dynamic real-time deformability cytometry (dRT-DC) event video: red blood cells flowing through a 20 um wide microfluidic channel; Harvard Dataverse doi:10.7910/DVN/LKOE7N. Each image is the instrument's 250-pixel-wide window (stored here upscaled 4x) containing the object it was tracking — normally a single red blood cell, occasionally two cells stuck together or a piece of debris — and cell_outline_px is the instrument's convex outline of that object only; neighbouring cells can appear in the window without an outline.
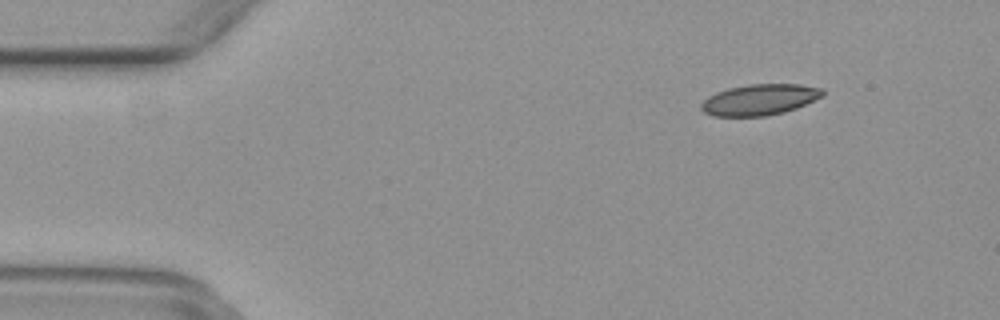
{"species": "common noctule bat (a hibernating species)", "species_latin": "Nyctalus noctula", "temperature_condition": "warm", "stored_images_in_passage": 50, "camera_frame_rate_fps": 3000, "um_per_image_px": 0.085, "animal": {"sex": "female", "body_mass_g": 29.2, "forearm_length_mm": 56.3}, "frame": {"image": 1, "passage_image": 6, "time_ms": 1.667, "image_size_px": [1000, 320], "cell_outline_px": [[824, 96], [796, 108], [784, 112], [768, 116], [712, 116], [704, 112], [700, 108], [700, 104], [708, 96], [716, 92], [728, 88], [748, 84], [800, 84], [824, 88]], "centroid_in_image_um": [64.58, 8.47], "position_along_channel_um": 20.4, "area_um2": 22.14}}
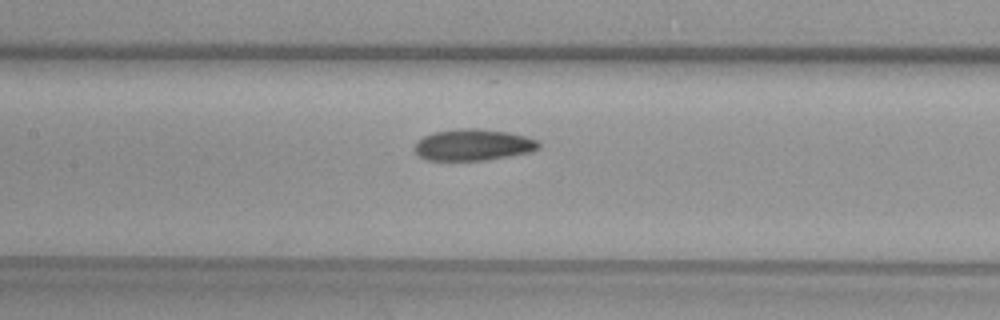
{"frame": {"image": 2, "passage_image": 23, "time_ms": 7.333, "image_size_px": [1000, 320], "cell_outline_px": [[540, 148], [532, 152], [484, 160], [428, 160], [420, 156], [416, 152], [416, 144], [424, 136], [432, 132], [460, 128], [476, 128], [508, 132], [540, 140]], "centroid_in_image_um": [40.27, 12.3], "position_along_channel_um": 167.1, "area_um2": 22.66}}
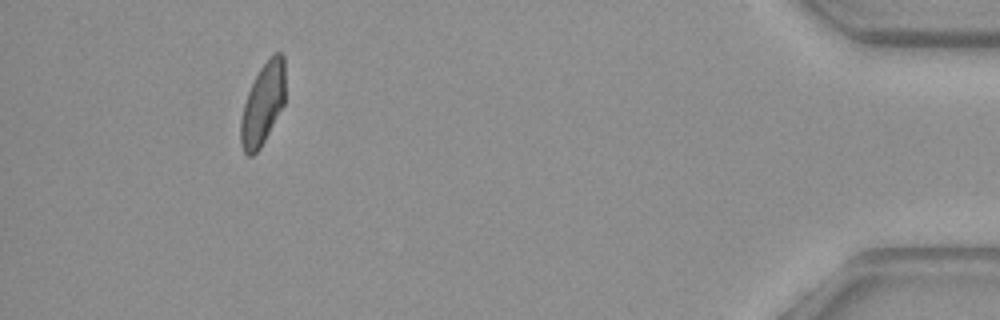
{"frame": {"image": 3, "passage_image": 46, "time_ms": 15.0, "image_size_px": [1000, 320], "cell_outline_px": [[284, 104], [260, 148], [252, 156], [248, 156], [244, 152], [240, 144], [240, 120], [244, 104], [248, 92], [260, 68], [272, 52], [280, 52], [284, 56]], "centroid_in_image_um": [22.33, 8.83], "position_along_channel_um": 412.9, "area_um2": 21.1}}